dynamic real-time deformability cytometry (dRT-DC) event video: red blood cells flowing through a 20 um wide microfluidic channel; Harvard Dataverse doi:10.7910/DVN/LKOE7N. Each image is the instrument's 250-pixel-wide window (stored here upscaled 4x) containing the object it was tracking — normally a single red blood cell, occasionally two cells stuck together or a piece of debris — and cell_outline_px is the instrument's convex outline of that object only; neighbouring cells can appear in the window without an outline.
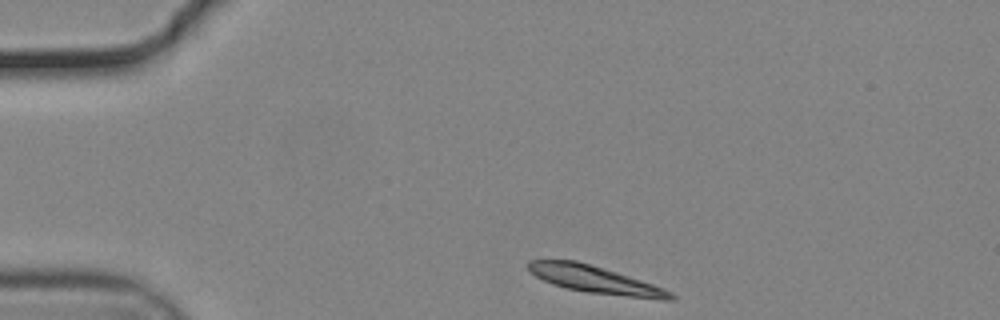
{"species": "common noctule bat (a hibernating species)", "species_latin": "Nyctalus noctula", "temperature_condition": "cold", "stored_images_in_passage": 38, "camera_frame_rate_fps": 3000, "um_per_image_px": 0.085, "animal": {"sex": "male", "body_mass_g": 19.2, "forearm_length_mm": 51.8}, "frame": {"image": 1, "passage_image": 1, "time_ms": 0.0, "image_size_px": [1000, 320], "cell_outline_px": [[676, 300], [660, 300], [588, 292], [568, 288], [552, 284], [536, 276], [528, 268], [528, 260], [576, 260], [616, 272], [664, 288], [672, 292], [676, 296]], "centroid_in_image_um": [50.64, 23.78], "position_along_channel_um": 34.4, "area_um2": 22.31}}
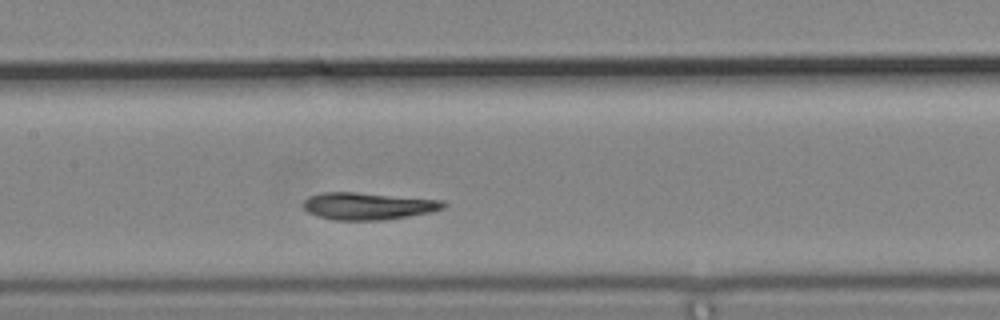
{"frame": {"image": 2, "passage_image": 17, "time_ms": 5.333, "image_size_px": [1000, 320], "cell_outline_px": [[448, 204], [444, 208], [432, 212], [384, 220], [332, 220], [308, 212], [304, 208], [304, 200], [308, 196], [324, 192], [356, 192], [444, 200]], "centroid_in_image_um": [31.32, 17.51], "position_along_channel_um": 176.1, "area_um2": 22.25}}
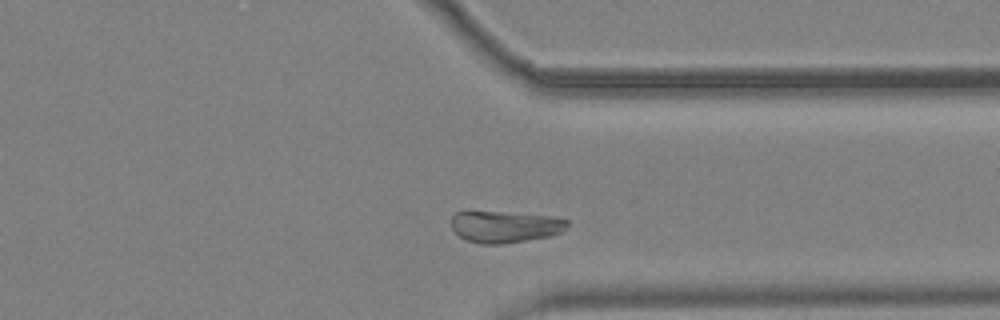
{"frame": {"image": 3, "passage_image": 33, "time_ms": 10.667, "image_size_px": [1000, 320], "cell_outline_px": [[568, 224], [560, 232], [548, 236], [500, 244], [480, 244], [468, 240], [460, 236], [452, 228], [452, 216], [456, 212], [464, 208], [468, 208], [556, 216], [568, 220]], "centroid_in_image_um": [42.85, 19.2], "position_along_channel_um": 368.6, "area_um2": 22.08}, "authors_computed_cell_mechanics": {"area_um2": 22.2819, "velocity_mm_per_s": 3.6157, "shape_relaxation_time_tau1_ms": 3.307, "shape_relaxation_time_tau2_ms": null, "deformation_change_tau1": 0.1276, "deformation_change_tau2": null}}